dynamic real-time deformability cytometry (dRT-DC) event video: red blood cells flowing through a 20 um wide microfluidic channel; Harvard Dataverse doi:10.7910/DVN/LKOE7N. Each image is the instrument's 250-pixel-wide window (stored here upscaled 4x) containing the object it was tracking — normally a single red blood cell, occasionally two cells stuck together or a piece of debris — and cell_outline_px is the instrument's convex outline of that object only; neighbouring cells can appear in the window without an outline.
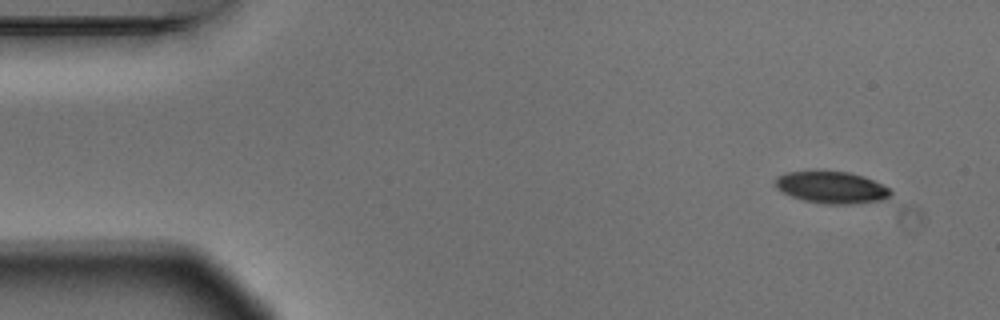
{"species": "Egyptian fruit bat (a non-hibernating species)", "species_latin": "Rousettus aegyptiacus", "temperature_condition": "warm", "stored_images_in_passage": 4, "camera_frame_rate_fps": 3000, "um_per_image_px": 0.085, "animal": {"sex": "male"}, "frame": {"image": 1, "passage_image": 1, "time_ms": 0.0, "image_size_px": [1000, 320], "cell_outline_px": [[892, 192], [884, 200], [848, 204], [828, 204], [804, 200], [792, 196], [776, 188], [776, 176], [784, 172], [816, 168], [848, 172], [864, 176], [888, 188]], "centroid_in_image_um": [70.62, 15.87], "position_along_channel_um": 14.4, "area_um2": 21.91}}
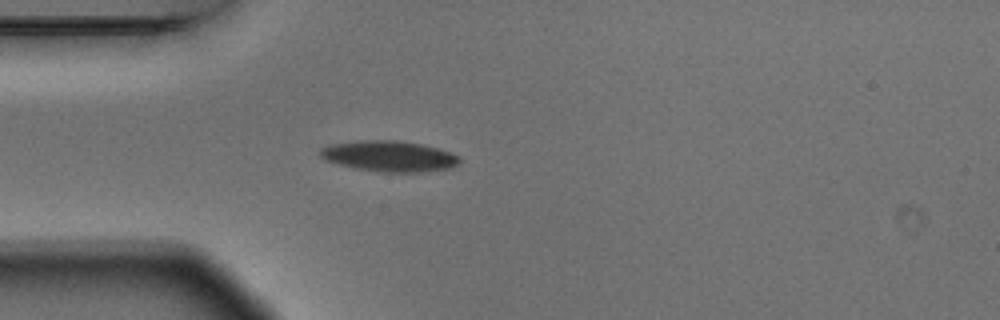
{"frame": {"image": 2, "passage_image": 4, "time_ms": 1.0, "image_size_px": [1000, 320], "cell_outline_px": [[460, 160], [456, 164], [448, 168], [420, 172], [380, 172], [352, 168], [324, 160], [320, 156], [320, 148], [328, 144], [356, 140], [400, 140], [424, 144], [460, 156]], "centroid_in_image_um": [33.0, 13.26], "position_along_channel_um": 52.0, "area_um2": 25.2}}